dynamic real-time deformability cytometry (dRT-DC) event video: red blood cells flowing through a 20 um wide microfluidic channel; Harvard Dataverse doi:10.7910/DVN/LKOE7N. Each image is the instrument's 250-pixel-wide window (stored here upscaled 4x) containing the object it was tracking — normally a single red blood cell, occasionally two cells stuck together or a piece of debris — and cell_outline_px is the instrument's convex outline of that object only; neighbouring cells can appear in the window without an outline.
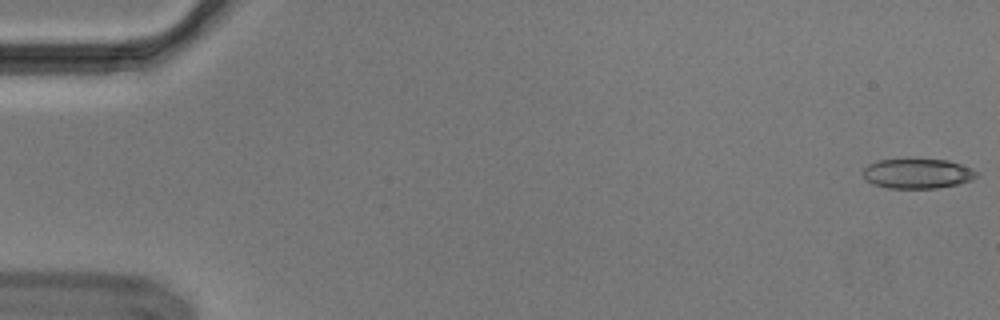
{"species": "Egyptian fruit bat (a non-hibernating species)", "species_latin": "Rousettus aegyptiacus", "temperature_condition": "cold", "stored_images_in_passage": 54, "segment_of_instrument_passage": [1, 2], "camera_frame_rate_fps": 3000, "um_per_image_px": 0.085, "animal": {"sex": "male"}, "frame": {"image": 1, "passage_image": 1, "time_ms": 0.0, "image_size_px": [1000, 320], "cell_outline_px": [[980, 176], [972, 180], [960, 184], [936, 188], [888, 188], [872, 184], [864, 176], [864, 168], [868, 164], [880, 160], [948, 160], [972, 168]], "centroid_in_image_um": [78.03, 14.77], "position_along_channel_um": 7.0, "area_um2": 19.59}}
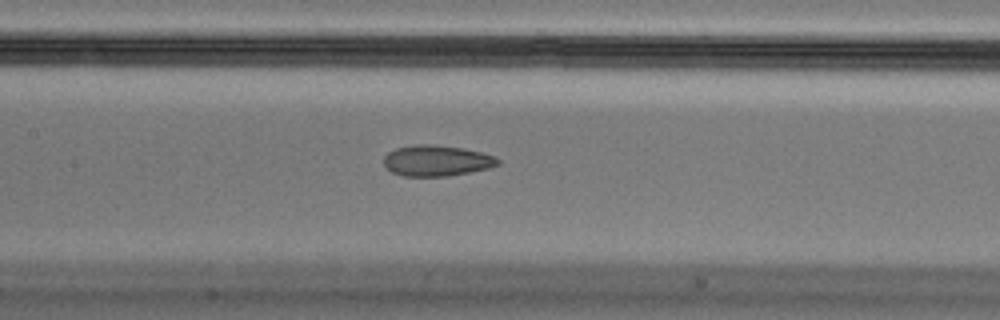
{"frame": {"image": 2, "passage_image": 26, "time_ms": 8.333, "image_size_px": [1000, 320], "cell_outline_px": [[500, 164], [488, 168], [448, 176], [404, 176], [392, 172], [384, 164], [384, 156], [388, 152], [396, 148], [416, 144], [432, 144], [464, 148], [496, 156], [500, 160]], "centroid_in_image_um": [37.12, 13.65], "position_along_channel_um": 170.3, "area_um2": 20.52}}
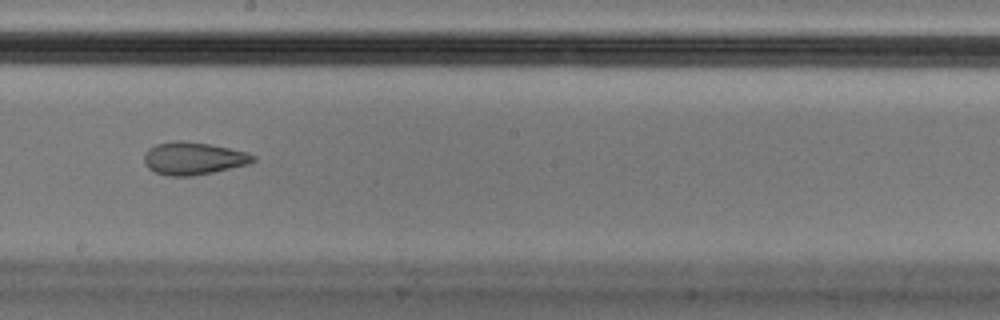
{"frame": {"image": 3, "passage_image": 31, "time_ms": 10.0, "image_size_px": [1000, 320], "cell_outline_px": [[256, 160], [248, 164], [212, 172], [192, 176], [168, 176], [156, 172], [148, 168], [144, 164], [144, 152], [148, 148], [156, 144], [176, 140], [184, 140], [208, 144], [248, 152], [256, 156]], "centroid_in_image_um": [16.41, 13.45], "position_along_channel_um": 231.8, "area_um2": 20.75}}